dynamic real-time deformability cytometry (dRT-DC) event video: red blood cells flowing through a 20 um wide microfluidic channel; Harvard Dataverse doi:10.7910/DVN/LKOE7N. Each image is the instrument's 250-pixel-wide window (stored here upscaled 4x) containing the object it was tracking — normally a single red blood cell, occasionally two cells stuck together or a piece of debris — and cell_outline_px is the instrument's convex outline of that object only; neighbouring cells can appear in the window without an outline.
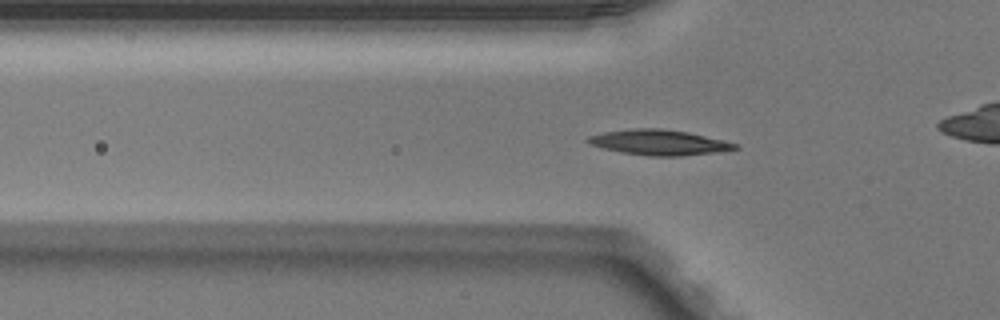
{"species": "Egyptian fruit bat (a non-hibernating species)", "species_latin": "Rousettus aegyptiacus", "temperature_condition": "warm", "stored_images_in_passage": 46, "camera_frame_rate_fps": 3000, "um_per_image_px": 0.085, "animal": {"sex": "male"}, "frame": {"image": 1, "passage_image": 12, "time_ms": 3.667, "image_size_px": [1000, 320], "cell_outline_px": [[740, 148], [712, 152], [680, 156], [648, 156], [620, 152], [588, 144], [584, 140], [588, 136], [604, 132], [636, 128], [660, 128], [688, 132], [724, 140], [740, 144]], "centroid_in_image_um": [56.0, 12.1], "position_along_channel_um": 69.8, "area_um2": 21.68}}
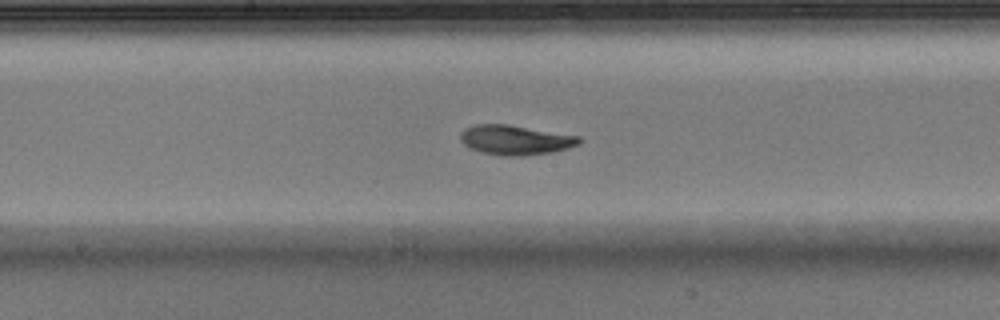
{"frame": {"image": 2, "passage_image": 22, "time_ms": 7.0, "image_size_px": [1000, 320], "cell_outline_px": [[584, 140], [580, 144], [568, 148], [552, 152], [524, 156], [500, 156], [480, 152], [464, 144], [460, 140], [460, 132], [464, 128], [472, 124], [508, 124], [580, 136]], "centroid_in_image_um": [43.81, 11.89], "position_along_channel_um": 204.4, "area_um2": 20.87}}
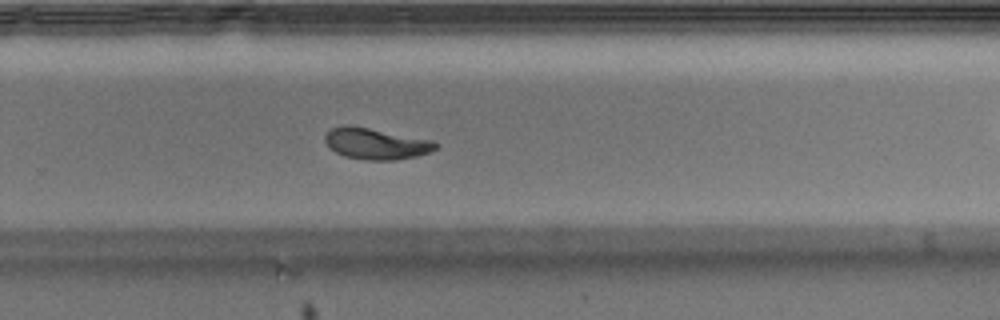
{"frame": {"image": 3, "passage_image": 29, "time_ms": 9.333, "image_size_px": [1000, 320], "cell_outline_px": [[440, 144], [436, 148], [428, 152], [416, 156], [396, 160], [368, 160], [344, 156], [328, 148], [324, 140], [324, 136], [332, 128], [344, 124], [368, 128], [432, 140]], "centroid_in_image_um": [31.92, 12.22], "position_along_channel_um": 297.9, "area_um2": 20.0}, "authors_computed_cell_mechanics": {"area_um2": 20.2589, "velocity_mm_per_s": 4.024, "shape_relaxation_time_tau1_ms": 2.9582, "shape_relaxation_time_tau2_ms": 1.9018, "deformation_change_tau1": 0.1521, "deformation_change_tau2": 0.0686}}